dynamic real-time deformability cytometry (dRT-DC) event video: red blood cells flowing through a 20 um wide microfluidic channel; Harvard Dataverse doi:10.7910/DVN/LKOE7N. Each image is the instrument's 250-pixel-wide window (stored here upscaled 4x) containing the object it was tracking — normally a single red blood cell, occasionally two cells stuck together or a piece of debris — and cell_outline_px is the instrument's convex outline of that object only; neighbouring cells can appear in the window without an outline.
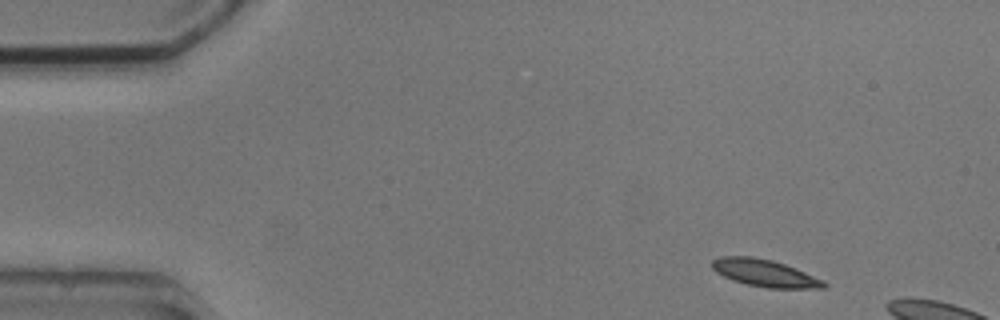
{"species": "common noctule bat (a hibernating species)", "species_latin": "Nyctalus noctula", "temperature_condition": "cold", "stored_images_in_passage": 4, "camera_frame_rate_fps": 3000, "um_per_image_px": 0.085, "animal": {"sex": "male", "body_mass_g": 20.5, "forearm_length_mm": 52.5}, "frame": {"image": 1, "passage_image": 1, "time_ms": 0.0, "image_size_px": [1000, 320], "cell_outline_px": [[828, 284], [824, 288], [768, 288], [748, 284], [732, 280], [716, 272], [712, 268], [712, 260], [720, 256], [752, 256], [772, 260], [796, 268], [824, 280]], "centroid_in_image_um": [65.01, 23.2], "position_along_channel_um": 20.0, "area_um2": 17.69}}